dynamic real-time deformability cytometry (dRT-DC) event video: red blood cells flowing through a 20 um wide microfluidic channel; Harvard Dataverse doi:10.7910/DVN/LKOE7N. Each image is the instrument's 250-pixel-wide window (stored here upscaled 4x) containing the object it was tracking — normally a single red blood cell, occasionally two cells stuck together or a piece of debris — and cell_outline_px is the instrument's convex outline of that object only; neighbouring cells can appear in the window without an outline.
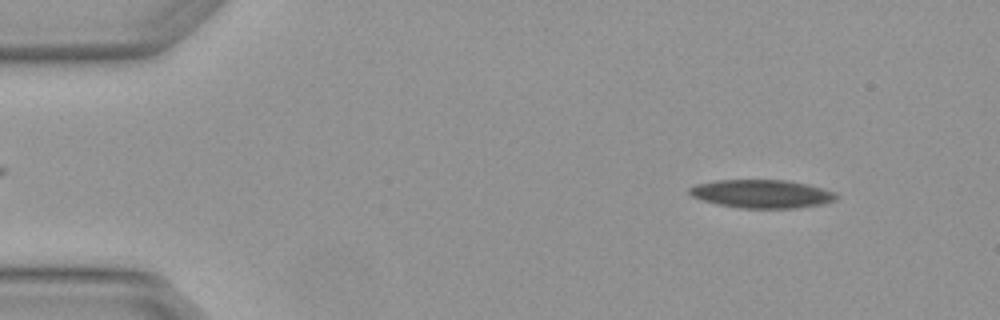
{"species": "Egyptian fruit bat (a non-hibernating species)", "species_latin": "Rousettus aegyptiacus", "temperature_condition": "warm", "stored_images_in_passage": 4, "camera_frame_rate_fps": 3000, "um_per_image_px": 0.085, "animal": {"sex": "female"}, "frame": {"image": 1, "passage_image": 1, "time_ms": 0.0, "image_size_px": [1000, 320], "cell_outline_px": [[836, 200], [824, 204], [796, 208], [740, 208], [716, 204], [692, 196], [688, 192], [688, 188], [696, 184], [716, 180], [788, 180], [808, 184], [832, 192], [836, 196]], "centroid_in_image_um": [64.72, 16.48], "position_along_channel_um": 20.3, "area_um2": 24.16}}